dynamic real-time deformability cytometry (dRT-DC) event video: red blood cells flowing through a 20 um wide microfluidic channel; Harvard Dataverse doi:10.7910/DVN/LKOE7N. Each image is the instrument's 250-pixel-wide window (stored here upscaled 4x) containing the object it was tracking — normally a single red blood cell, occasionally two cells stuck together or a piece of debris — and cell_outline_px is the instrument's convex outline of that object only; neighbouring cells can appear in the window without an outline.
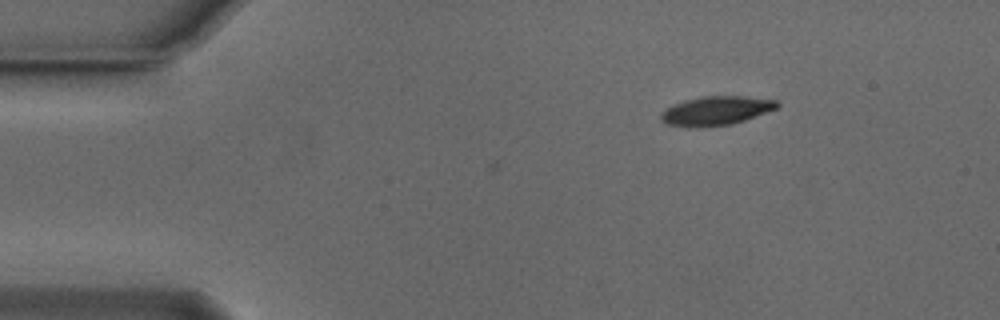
{"species": "Egyptian fruit bat (a non-hibernating species)", "species_latin": "Rousettus aegyptiacus", "temperature_condition": "cold", "stored_images_in_passage": 2, "camera_frame_rate_fps": 3000, "um_per_image_px": 0.085, "animal": {"sex": "male"}, "frame": {"image": 1, "passage_image": 2, "time_ms": 0.333, "image_size_px": [1000, 320], "cell_outline_px": [[780, 104], [776, 108], [744, 120], [732, 124], [696, 128], [688, 128], [664, 124], [660, 120], [660, 112], [664, 108], [672, 104], [684, 100], [700, 96], [740, 96], [776, 100]], "centroid_in_image_um": [60.74, 9.42], "position_along_channel_um": 24.3, "area_um2": 19.88}}